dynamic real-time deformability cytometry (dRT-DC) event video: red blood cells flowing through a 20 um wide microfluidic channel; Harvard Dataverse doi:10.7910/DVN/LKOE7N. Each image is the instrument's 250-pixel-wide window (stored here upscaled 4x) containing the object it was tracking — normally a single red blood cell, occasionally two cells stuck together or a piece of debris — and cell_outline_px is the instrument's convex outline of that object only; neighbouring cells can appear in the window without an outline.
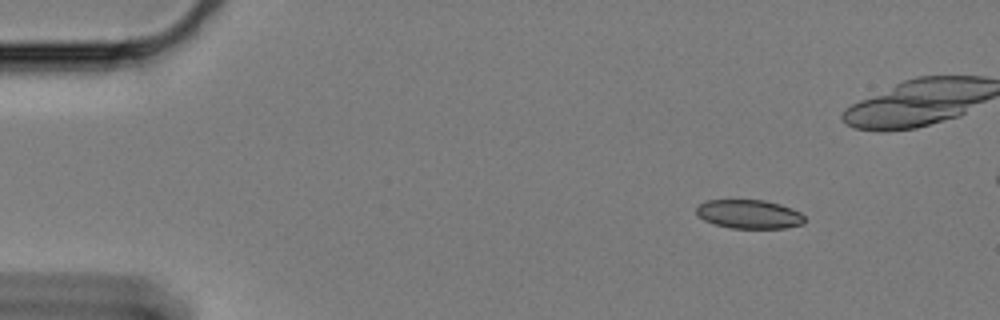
{"species": "Egyptian fruit bat (a non-hibernating species)", "species_latin": "Rousettus aegyptiacus", "temperature_condition": "cold", "stored_images_in_passage": 53, "camera_frame_rate_fps": 3000, "um_per_image_px": 0.085, "animal": {"sex": "female"}, "frame": {"image": 1, "passage_image": 1, "time_ms": 0.0, "image_size_px": [1000, 320], "cell_outline_px": [[804, 224], [784, 228], [728, 228], [704, 220], [696, 212], [696, 208], [704, 200], [764, 200], [780, 204], [792, 208], [800, 212], [804, 216]], "centroid_in_image_um": [63.69, 18.2], "position_along_channel_um": 21.3, "area_um2": 18.21}}
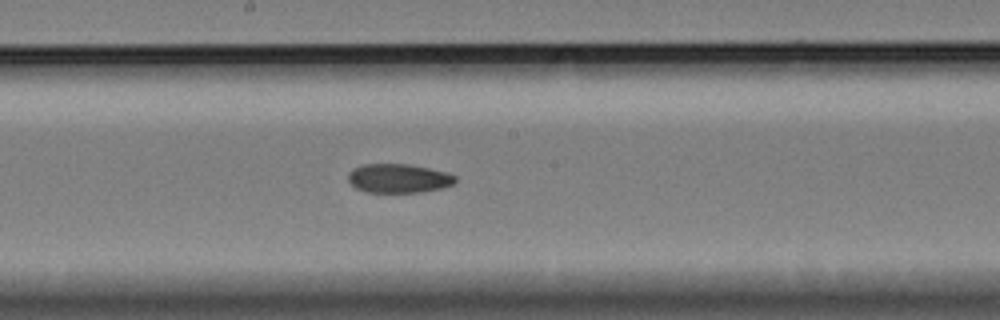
{"frame": {"image": 2, "passage_image": 26, "time_ms": 8.333, "image_size_px": [1000, 320], "cell_outline_px": [[456, 180], [452, 184], [440, 188], [420, 192], [368, 192], [356, 188], [348, 180], [348, 172], [352, 168], [364, 164], [408, 164], [428, 168], [444, 172], [456, 176]], "centroid_in_image_um": [33.83, 15.15], "position_along_channel_um": 214.4, "area_um2": 17.92}}
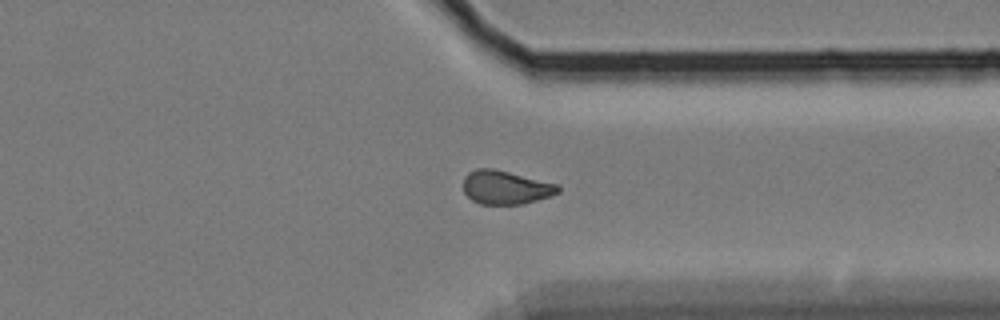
{"frame": {"image": 3, "passage_image": 40, "time_ms": 13.0, "image_size_px": [1000, 320], "cell_outline_px": [[560, 192], [552, 196], [520, 204], [480, 204], [472, 200], [464, 192], [464, 176], [468, 172], [476, 168], [492, 168], [556, 184], [560, 188]], "centroid_in_image_um": [42.95, 15.93], "position_along_channel_um": 368.4, "area_um2": 18.38}}